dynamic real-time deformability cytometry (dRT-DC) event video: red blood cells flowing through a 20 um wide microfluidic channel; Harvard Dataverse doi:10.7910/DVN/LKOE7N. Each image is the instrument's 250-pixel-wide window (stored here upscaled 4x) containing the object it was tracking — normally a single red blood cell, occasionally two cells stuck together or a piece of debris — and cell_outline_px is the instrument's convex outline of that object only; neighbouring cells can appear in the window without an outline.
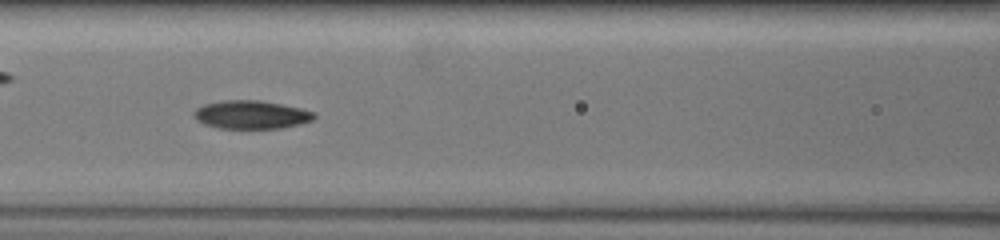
{"species": "common noctule bat (a hibernating species)", "species_latin": "Nyctalus noctula", "temperature_condition": "warm", "stored_images_in_passage": 15, "camera_frame_rate_fps": 3000, "um_per_image_px": 0.085, "animal": {"sex": "female", "body_mass_g": 19.5, "forearm_length_mm": 54.1}, "frame": {"image": 1, "passage_image": 7, "time_ms": 2.667, "image_size_px": [1000, 240], "cell_outline_px": [[316, 116], [312, 120], [300, 124], [280, 128], [220, 128], [204, 124], [196, 120], [196, 108], [204, 104], [224, 100], [260, 100], [300, 108], [312, 112]], "centroid_in_image_um": [21.35, 9.74], "position_along_channel_um": 145.2, "area_um2": 19.54}}
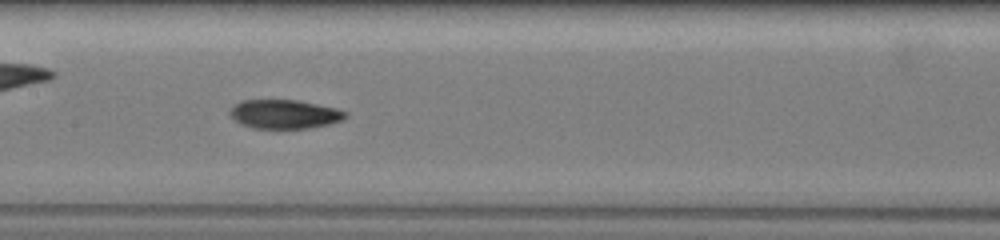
{"frame": {"image": 2, "passage_image": 9, "time_ms": 3.667, "image_size_px": [1000, 240], "cell_outline_px": [[348, 116], [344, 120], [328, 124], [308, 128], [252, 128], [236, 120], [232, 116], [232, 108], [240, 100], [296, 100], [336, 108], [348, 112]], "centroid_in_image_um": [24.25, 9.7], "position_along_channel_um": 183.1, "area_um2": 19.19}}
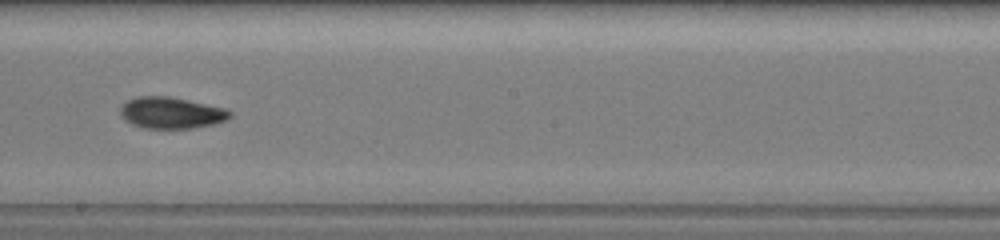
{"frame": {"image": 3, "passage_image": 11, "time_ms": 5.0, "image_size_px": [1000, 240], "cell_outline_px": [[232, 116], [216, 124], [192, 128], [144, 128], [132, 124], [120, 112], [120, 108], [128, 100], [136, 96], [168, 96], [224, 108], [232, 112]], "centroid_in_image_um": [14.58, 9.59], "position_along_channel_um": 233.6, "area_um2": 19.77}}